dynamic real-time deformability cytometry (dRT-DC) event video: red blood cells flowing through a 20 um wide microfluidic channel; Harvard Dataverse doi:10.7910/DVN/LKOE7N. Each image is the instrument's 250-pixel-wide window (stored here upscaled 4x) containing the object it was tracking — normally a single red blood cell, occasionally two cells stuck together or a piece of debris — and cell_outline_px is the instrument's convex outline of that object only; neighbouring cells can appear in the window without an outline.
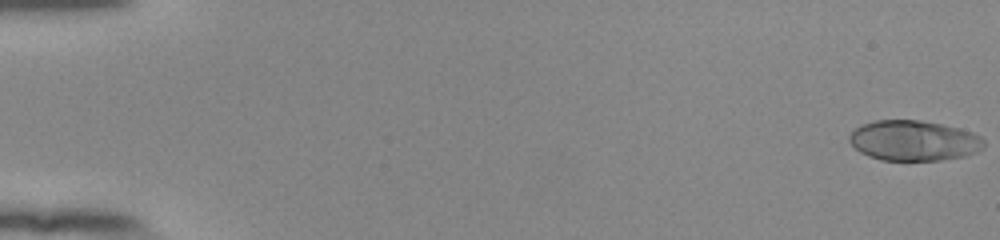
{"species": "human", "species_latin": "Homo sapiens", "temperature_condition": "room temperature", "stored_images_in_passage": 55, "camera_frame_rate_fps": 3000, "um_per_image_px": 0.085, "donor": {"sex": "female"}, "frame": {"image": 1, "passage_image": 1, "time_ms": 0.0, "image_size_px": [1000, 240], "cell_outline_px": [[984, 148], [976, 152], [964, 156], [940, 160], [880, 160], [868, 156], [860, 152], [848, 140], [848, 136], [856, 128], [864, 124], [876, 120], [920, 120], [960, 128], [972, 132], [980, 136], [984, 140]], "centroid_in_image_um": [77.68, 11.95], "position_along_channel_um": 7.3, "area_um2": 31.56}}
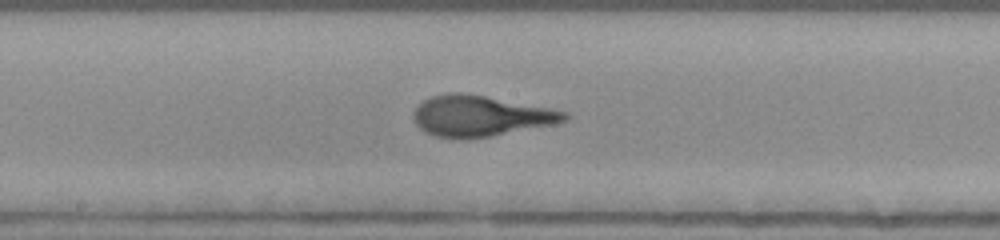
{"frame": {"image": 2, "passage_image": 31, "time_ms": 10.0, "image_size_px": [1000, 240], "cell_outline_px": [[572, 116], [568, 120], [552, 124], [488, 136], [460, 140], [456, 140], [436, 136], [424, 132], [412, 120], [412, 112], [424, 100], [432, 96], [448, 92], [460, 92], [484, 96], [548, 108], [568, 112]], "centroid_in_image_um": [40.78, 9.86], "position_along_channel_um": 207.4, "area_um2": 35.72}}
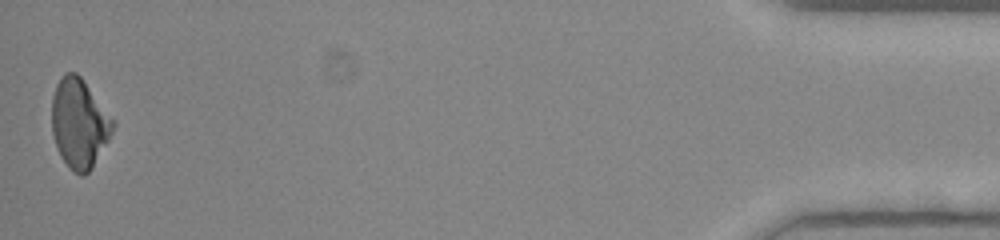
{"frame": {"image": 3, "passage_image": 55, "time_ms": 18.0, "image_size_px": [1000, 240], "cell_outline_px": [[116, 124], [108, 140], [92, 168], [84, 176], [80, 176], [68, 168], [60, 156], [52, 132], [52, 96], [56, 84], [60, 76], [64, 72], [76, 72], [80, 76], [116, 120]], "centroid_in_image_um": [6.74, 10.48], "position_along_channel_um": 428.5, "area_um2": 32.14}, "authors_computed_cell_mechanics": {"area_um2": 33.524, "velocity_mm_per_s": 3.8285, "shape_relaxation_time_tau1_ms": 4.5605, "shape_relaxation_time_tau2_ms": 0.8112, "deformation_change_tau1": 0.1922, "deformation_change_tau2": 0.0567}}